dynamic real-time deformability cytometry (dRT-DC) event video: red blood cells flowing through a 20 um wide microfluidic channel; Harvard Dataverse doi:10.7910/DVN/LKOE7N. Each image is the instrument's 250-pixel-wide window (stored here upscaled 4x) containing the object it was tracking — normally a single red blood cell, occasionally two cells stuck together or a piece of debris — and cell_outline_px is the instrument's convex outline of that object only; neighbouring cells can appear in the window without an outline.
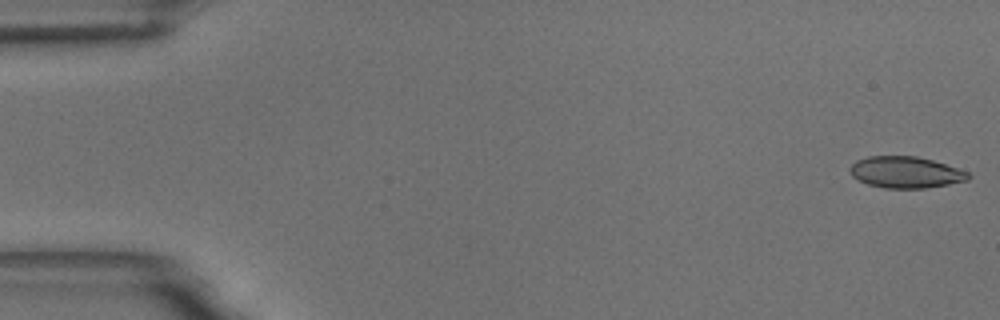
{"species": "common noctule bat (a hibernating species)", "species_latin": "Nyctalus noctula", "temperature_condition": "room temperature", "stored_images_in_passage": 55, "camera_frame_rate_fps": 3000, "um_per_image_px": 0.085, "animal": {"sex": "male", "body_mass_g": 18.8}, "frame": {"image": 1, "passage_image": 1, "time_ms": 0.0, "image_size_px": [1000, 320], "cell_outline_px": [[972, 176], [968, 180], [948, 184], [924, 188], [884, 188], [868, 184], [852, 176], [852, 164], [856, 160], [868, 156], [916, 156], [932, 160], [968, 172]], "centroid_in_image_um": [77.0, 14.64], "position_along_channel_um": 8.0, "area_um2": 21.39}}
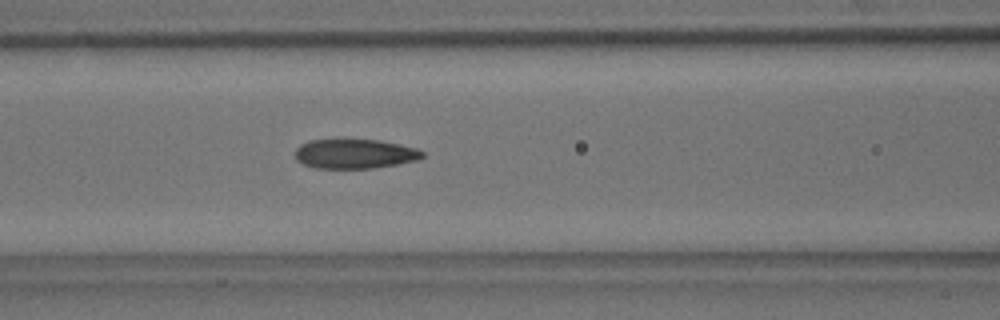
{"frame": {"image": 2, "passage_image": 23, "time_ms": 7.333, "image_size_px": [1000, 320], "cell_outline_px": [[424, 156], [420, 160], [372, 168], [316, 168], [304, 164], [296, 160], [296, 148], [300, 144], [308, 140], [380, 140], [400, 144], [416, 148], [424, 152]], "centroid_in_image_um": [30.17, 13.07], "position_along_channel_um": 136.4, "area_um2": 21.85}}
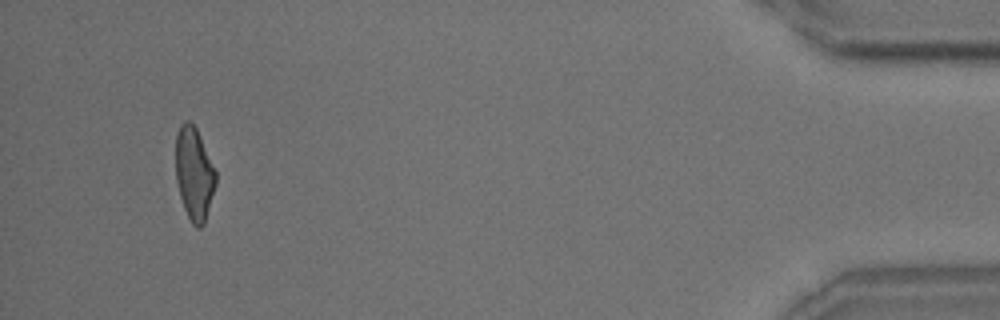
{"frame": {"image": 3, "passage_image": 52, "time_ms": 17.0, "image_size_px": [1000, 320], "cell_outline_px": [[216, 184], [204, 224], [200, 228], [196, 228], [192, 224], [184, 208], [180, 196], [176, 180], [176, 136], [180, 124], [184, 120], [188, 120], [196, 128], [216, 172]], "centroid_in_image_um": [16.49, 14.78], "position_along_channel_um": 418.7, "area_um2": 21.5}, "authors_computed_cell_mechanics": {"area_um2": 22.1952, "velocity_mm_per_s": 3.6815, "shape_relaxation_time_tau1_ms": 7.9642, "shape_relaxation_time_tau2_ms": 1.9435, "deformation_change_tau1": 0.2082, "deformation_change_tau2": 0.1006}}